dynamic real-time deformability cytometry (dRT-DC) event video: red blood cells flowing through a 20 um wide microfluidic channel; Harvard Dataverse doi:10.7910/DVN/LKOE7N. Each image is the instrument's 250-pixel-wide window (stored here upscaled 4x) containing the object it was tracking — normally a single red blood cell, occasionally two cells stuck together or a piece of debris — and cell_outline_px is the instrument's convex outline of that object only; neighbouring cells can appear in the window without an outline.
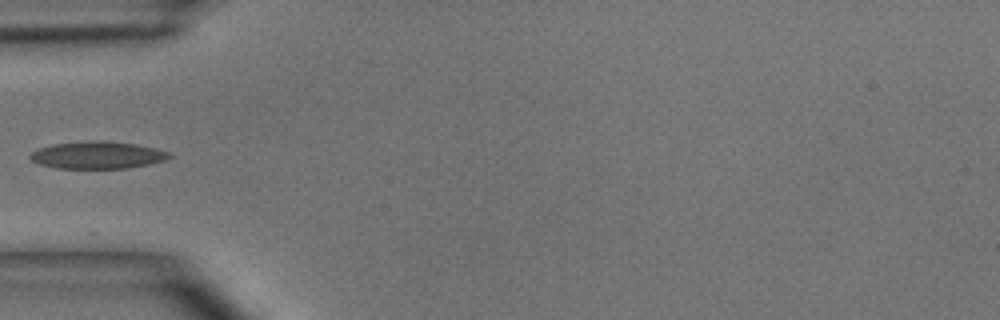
{"species": "common noctule bat (a hibernating species)", "species_latin": "Nyctalus noctula", "temperature_condition": "room temperature", "stored_images_in_passage": 5, "camera_frame_rate_fps": 3000, "um_per_image_px": 0.085, "animal": {"sex": "male", "body_mass_g": 15.6}, "frame": {"image": 1, "passage_image": 4, "time_ms": 3.333, "image_size_px": [1000, 320], "cell_outline_px": [[172, 156], [164, 160], [148, 164], [128, 168], [56, 168], [40, 164], [32, 160], [28, 156], [32, 152], [40, 148], [52, 144], [88, 140], [104, 140], [136, 144], [168, 152]], "centroid_in_image_um": [8.25, 13.17], "position_along_channel_um": 76.7, "area_um2": 21.96}}